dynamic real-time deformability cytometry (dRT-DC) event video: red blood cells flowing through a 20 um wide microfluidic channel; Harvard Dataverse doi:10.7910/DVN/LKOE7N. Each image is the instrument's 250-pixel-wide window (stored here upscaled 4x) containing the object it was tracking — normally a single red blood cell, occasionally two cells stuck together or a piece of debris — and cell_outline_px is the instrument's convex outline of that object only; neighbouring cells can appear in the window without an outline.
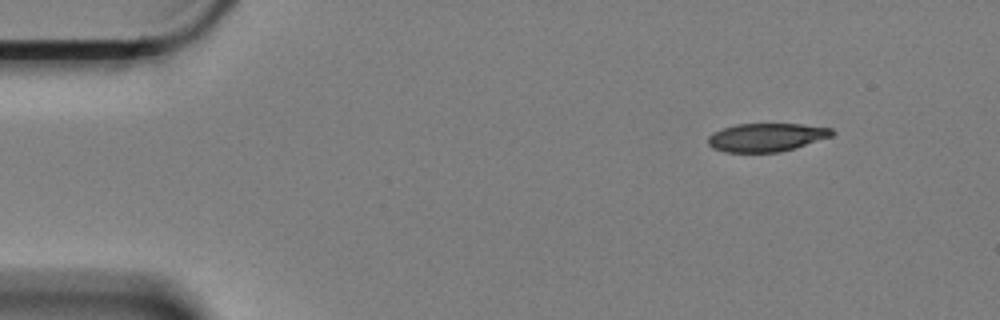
{"species": "Egyptian fruit bat (a non-hibernating species)", "species_latin": "Rousettus aegyptiacus", "temperature_condition": "cold", "stored_images_in_passage": 4, "camera_frame_rate_fps": 3000, "um_per_image_px": 0.085, "animal": {"sex": "female"}, "frame": {"image": 1, "passage_image": 1, "time_ms": 0.0, "image_size_px": [1000, 320], "cell_outline_px": [[836, 132], [832, 136], [780, 152], [724, 152], [712, 148], [708, 144], [708, 136], [712, 132], [736, 124], [800, 124], [832, 128]], "centroid_in_image_um": [65.12, 11.67], "position_along_channel_um": 19.9, "area_um2": 20.4}}
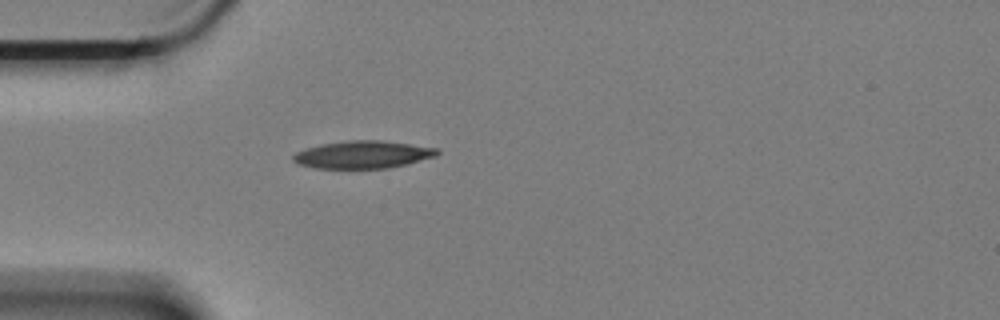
{"frame": {"image": 2, "passage_image": 4, "time_ms": 1.0, "image_size_px": [1000, 320], "cell_outline_px": [[440, 152], [436, 156], [408, 164], [388, 168], [316, 168], [300, 164], [292, 160], [292, 156], [296, 152], [320, 144], [348, 140], [380, 140], [436, 148]], "centroid_in_image_um": [30.84, 13.14], "position_along_channel_um": 54.2, "area_um2": 22.95}}